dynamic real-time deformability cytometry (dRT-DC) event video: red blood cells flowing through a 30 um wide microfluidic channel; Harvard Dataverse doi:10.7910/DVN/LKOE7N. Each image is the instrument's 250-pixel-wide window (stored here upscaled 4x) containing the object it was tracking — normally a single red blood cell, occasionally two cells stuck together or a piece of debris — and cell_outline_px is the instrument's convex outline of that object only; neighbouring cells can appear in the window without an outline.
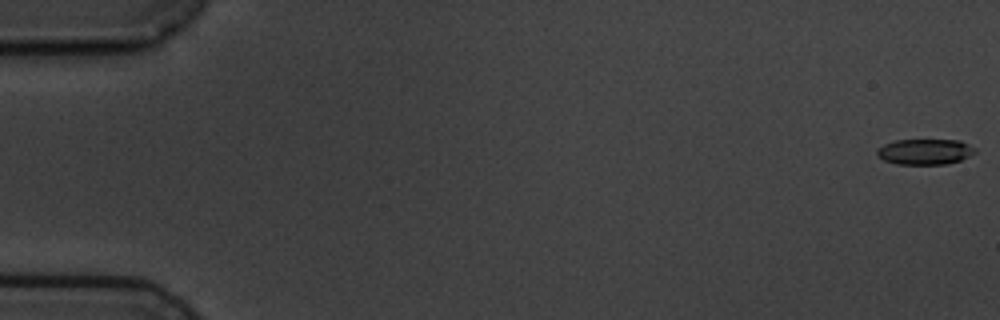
{"species": "common noctule bat (a hibernating species)", "species_latin": "Nyctalus noctula", "temperature_condition": "cold", "stored_images_in_passage": 4, "camera_frame_rate_fps": 3000, "um_per_image_px": 0.085, "animal": {"sex": "male", "body_mass_g": 19.5, "forearm_length_mm": 54.6}, "frame": {"image": 1, "passage_image": 1, "time_ms": 0.0, "image_size_px": [1000, 320], "cell_outline_px": [[976, 152], [960, 160], [948, 164], [896, 164], [884, 160], [876, 152], [876, 148], [884, 144], [896, 140], [960, 140], [976, 148]], "centroid_in_image_um": [78.62, 12.89], "position_along_channel_um": 6.4, "area_um2": 14.62}}
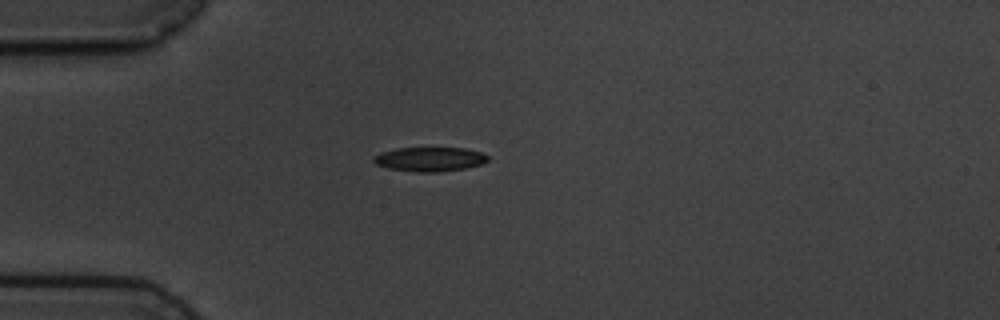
{"frame": {"image": 2, "passage_image": 4, "time_ms": 5.0, "image_size_px": [1000, 320], "cell_outline_px": [[488, 160], [480, 164], [464, 168], [436, 172], [416, 172], [388, 168], [376, 164], [372, 160], [372, 156], [380, 152], [396, 148], [464, 148], [480, 152], [488, 156]], "centroid_in_image_um": [36.46, 13.52], "position_along_channel_um": 48.5, "area_um2": 16.07}}